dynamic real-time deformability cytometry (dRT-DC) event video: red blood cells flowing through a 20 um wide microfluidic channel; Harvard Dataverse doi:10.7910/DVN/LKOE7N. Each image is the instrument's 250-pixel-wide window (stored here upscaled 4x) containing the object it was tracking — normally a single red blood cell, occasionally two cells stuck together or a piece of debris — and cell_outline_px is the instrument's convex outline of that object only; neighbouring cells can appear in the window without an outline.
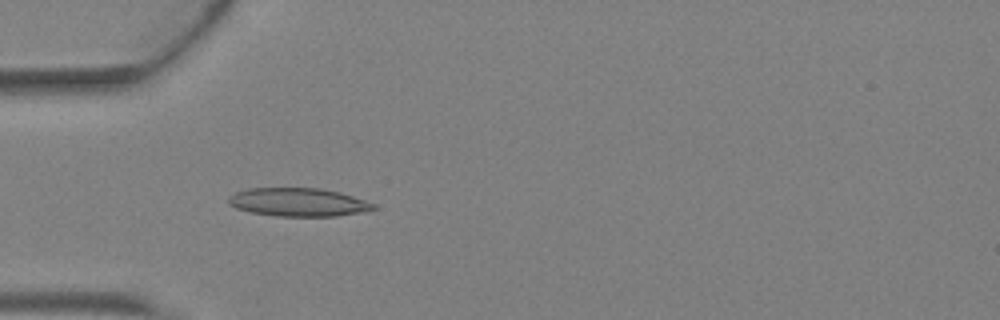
{"species": "Egyptian fruit bat (a non-hibernating species)", "species_latin": "Rousettus aegyptiacus", "temperature_condition": "warm", "stored_images_in_passage": 3, "camera_frame_rate_fps": 3000, "um_per_image_px": 0.085, "animal": {"sex": "female"}, "frame": {"image": 1, "passage_image": 3, "time_ms": 0.667, "image_size_px": [1000, 320], "cell_outline_px": [[376, 208], [364, 212], [336, 216], [276, 216], [252, 212], [236, 208], [228, 204], [228, 196], [236, 192], [248, 188], [320, 188], [340, 192], [368, 200], [376, 204]], "centroid_in_image_um": [25.39, 17.18], "position_along_channel_um": 59.6, "area_um2": 24.16}}